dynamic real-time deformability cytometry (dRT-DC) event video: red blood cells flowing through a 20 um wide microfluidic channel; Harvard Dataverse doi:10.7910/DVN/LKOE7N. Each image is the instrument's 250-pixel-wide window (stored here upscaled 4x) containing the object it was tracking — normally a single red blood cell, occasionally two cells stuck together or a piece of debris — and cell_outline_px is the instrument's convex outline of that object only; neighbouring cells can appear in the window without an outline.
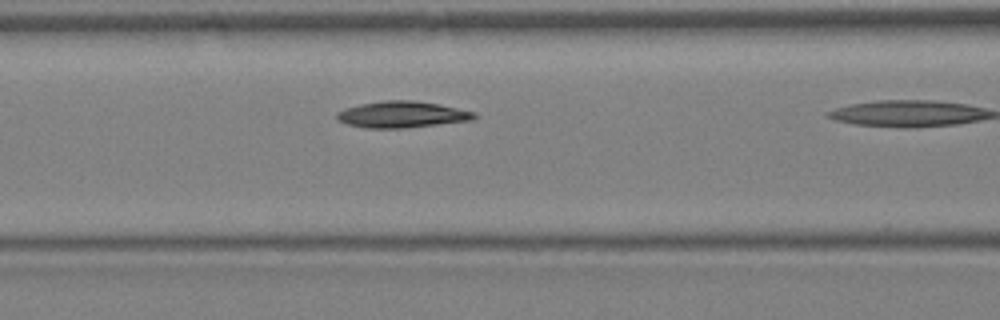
{"species": "Egyptian fruit bat (a non-hibernating species)", "species_latin": "Rousettus aegyptiacus", "temperature_condition": "warm", "stored_images_in_passage": 8, "camera_frame_rate_fps": 3000, "um_per_image_px": 0.085, "animal": {"sex": "female"}, "frame": {"image": 1, "passage_image": 7, "time_ms": 2.0, "image_size_px": [1000, 320], "cell_outline_px": [[476, 116], [472, 120], [404, 128], [364, 128], [348, 124], [336, 120], [336, 112], [344, 108], [360, 104], [384, 100], [412, 100], [436, 104], [476, 112]], "centroid_in_image_um": [34.1, 9.73], "position_along_channel_um": 132.5, "area_um2": 21.04}}